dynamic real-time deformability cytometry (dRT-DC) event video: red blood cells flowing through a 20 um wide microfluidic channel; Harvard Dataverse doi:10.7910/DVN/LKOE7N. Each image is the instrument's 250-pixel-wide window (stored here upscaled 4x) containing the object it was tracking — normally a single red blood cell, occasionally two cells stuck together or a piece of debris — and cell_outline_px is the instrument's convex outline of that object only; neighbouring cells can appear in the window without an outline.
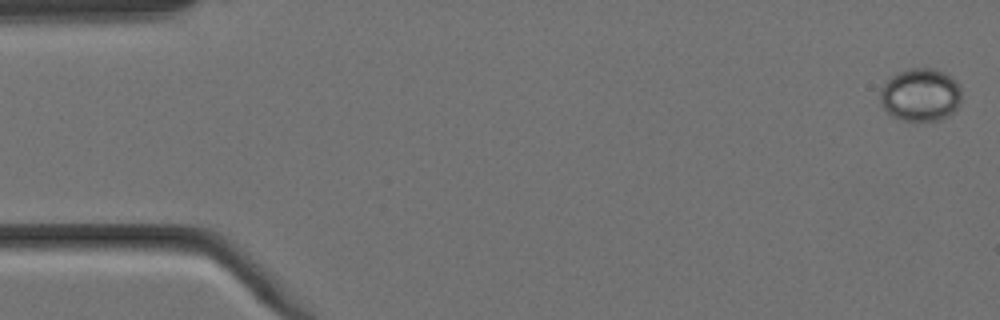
{"species": "Egyptian fruit bat (a non-hibernating species)", "species_latin": "Rousettus aegyptiacus", "temperature_condition": "cold", "stored_images_in_passage": 5, "camera_frame_rate_fps": 3000, "um_per_image_px": 0.085, "animal": {"sex": "female"}, "frame": {"image": 1, "passage_image": 1, "time_ms": 0.0, "image_size_px": [1000, 320], "cell_outline_px": [[960, 104], [948, 116], [940, 120], [900, 120], [892, 116], [884, 108], [880, 100], [880, 92], [884, 84], [896, 72], [908, 68], [936, 68], [944, 72], [960, 84]], "centroid_in_image_um": [78.25, 8.04], "position_along_channel_um": 6.8, "area_um2": 25.14}}
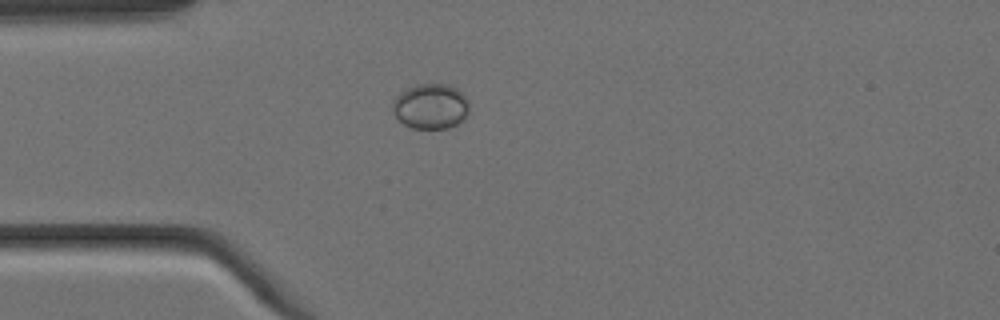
{"frame": {"image": 2, "passage_image": 5, "time_ms": 1.333, "image_size_px": [1000, 320], "cell_outline_px": [[468, 112], [464, 120], [448, 128], [412, 128], [404, 124], [392, 112], [392, 104], [396, 96], [408, 88], [416, 84], [448, 84], [456, 88], [468, 100]], "centroid_in_image_um": [36.61, 9.04], "position_along_channel_um": 48.4, "area_um2": 20.11}}